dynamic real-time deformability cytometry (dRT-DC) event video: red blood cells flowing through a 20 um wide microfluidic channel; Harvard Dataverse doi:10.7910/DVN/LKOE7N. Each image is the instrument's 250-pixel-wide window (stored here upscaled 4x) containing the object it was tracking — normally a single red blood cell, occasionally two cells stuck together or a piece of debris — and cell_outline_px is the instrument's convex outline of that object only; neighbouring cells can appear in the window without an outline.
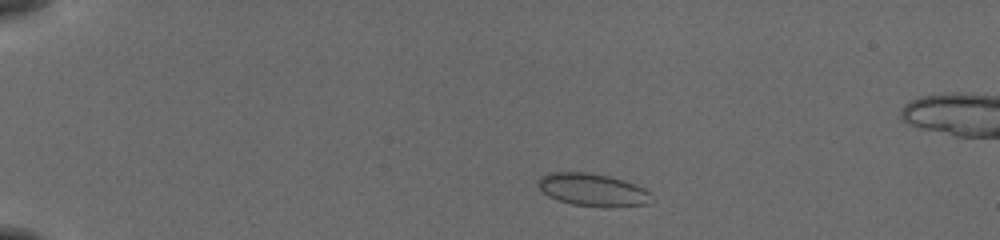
{"species": "common noctule bat (a hibernating species)", "species_latin": "Nyctalus noctula", "temperature_condition": "cold", "stored_images_in_passage": 48, "camera_frame_rate_fps": 3000, "um_per_image_px": 0.085, "animal": {"sex": "female", "body_mass_g": 19.5, "forearm_length_mm": 54.1}, "frame": {"image": 1, "passage_image": 5, "time_ms": 1.333, "image_size_px": [1000, 240], "cell_outline_px": [[648, 204], [612, 208], [604, 208], [572, 204], [548, 196], [536, 184], [536, 180], [540, 176], [548, 172], [588, 172], [608, 176], [624, 180], [636, 184], [644, 188], [648, 192]], "centroid_in_image_um": [50.33, 16.13], "position_along_channel_um": 34.7, "area_um2": 21.73}}
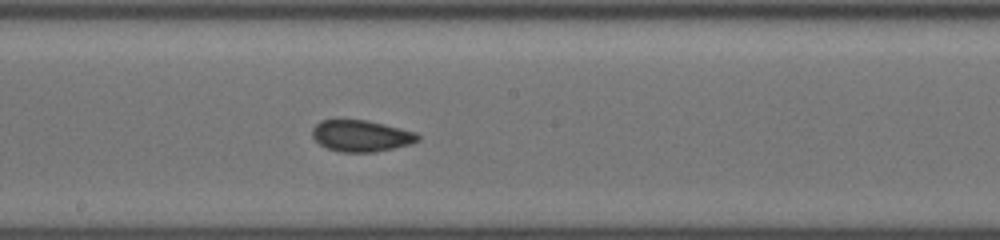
{"frame": {"image": 2, "passage_image": 25, "time_ms": 8.0, "image_size_px": [1000, 240], "cell_outline_px": [[420, 140], [412, 144], [372, 152], [340, 152], [328, 148], [320, 144], [312, 136], [312, 128], [320, 120], [368, 120], [416, 132], [420, 136]], "centroid_in_image_um": [30.71, 11.54], "position_along_channel_um": 217.5, "area_um2": 19.31}}
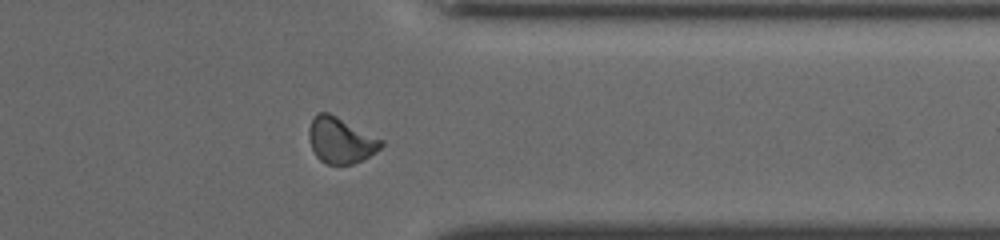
{"frame": {"image": 3, "passage_image": 38, "time_ms": 12.333, "image_size_px": [1000, 240], "cell_outline_px": [[384, 144], [380, 148], [368, 156], [352, 164], [324, 164], [316, 156], [312, 148], [308, 136], [308, 128], [316, 112], [328, 112], [384, 140]], "centroid_in_image_um": [28.93, 11.92], "position_along_channel_um": 382.5, "area_um2": 19.19}, "authors_computed_cell_mechanics": {"area_um2": 19.5942, "velocity_mm_per_s": 3.8615, "shape_relaxation_time_tau1_ms": null, "shape_relaxation_time_tau2_ms": 2.655, "deformation_change_tau1": null, "deformation_change_tau2": 0.053}}